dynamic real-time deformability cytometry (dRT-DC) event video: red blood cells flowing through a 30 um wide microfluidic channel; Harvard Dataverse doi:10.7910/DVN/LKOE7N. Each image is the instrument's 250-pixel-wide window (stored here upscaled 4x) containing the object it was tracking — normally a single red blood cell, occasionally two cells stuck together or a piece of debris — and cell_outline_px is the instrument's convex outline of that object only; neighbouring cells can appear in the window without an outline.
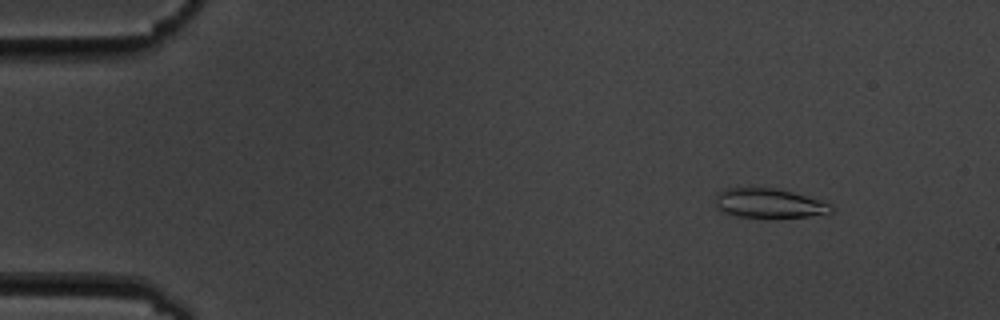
{"species": "common noctule bat (a hibernating species)", "species_latin": "Nyctalus noctula", "temperature_condition": "cold", "stored_images_in_passage": 15, "camera_frame_rate_fps": 3000, "um_per_image_px": 0.085, "animal": {"sex": "male", "body_mass_g": 19.5, "forearm_length_mm": 54.6}, "frame": {"image": 1, "passage_image": 2, "time_ms": 1.333, "image_size_px": [1000, 320], "cell_outline_px": [[832, 212], [808, 216], [736, 216], [724, 212], [716, 208], [716, 192], [724, 188], [776, 188], [792, 192], [820, 200], [828, 204], [832, 208]], "centroid_in_image_um": [65.3, 17.25], "position_along_channel_um": 19.7, "area_um2": 19.31}}
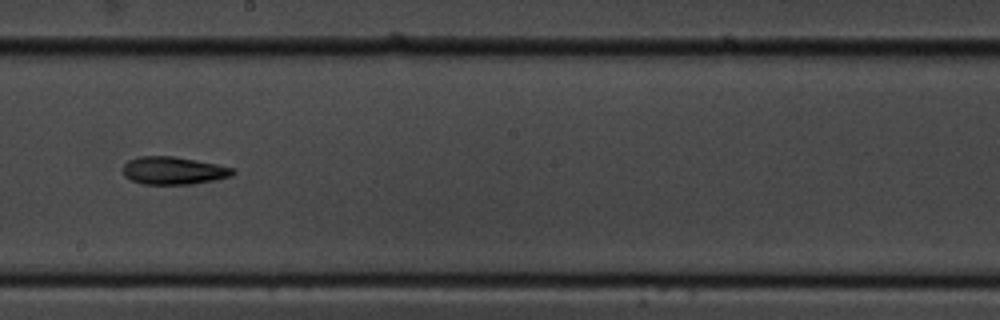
{"frame": {"image": 2, "passage_image": 9, "time_ms": 10.0, "image_size_px": [1000, 320], "cell_outline_px": [[236, 172], [232, 176], [216, 180], [192, 184], [144, 184], [132, 180], [124, 176], [124, 164], [128, 160], [136, 156], [172, 156], [196, 160], [236, 168]], "centroid_in_image_um": [14.78, 14.5], "position_along_channel_um": 233.4, "area_um2": 17.86}}
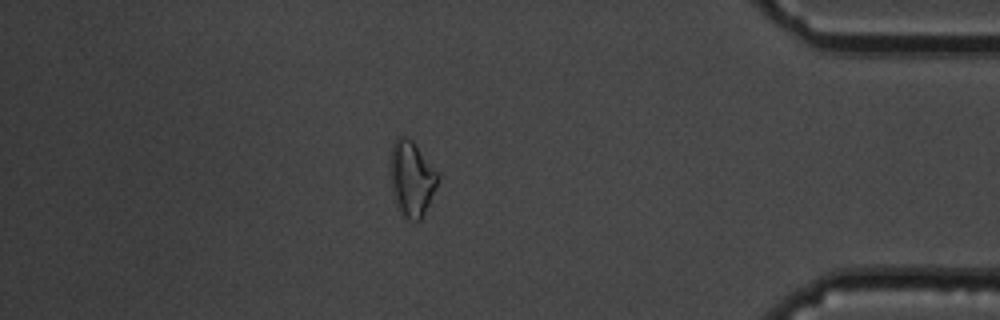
{"frame": {"image": 3, "passage_image": 14, "time_ms": 15.667, "image_size_px": [1000, 320], "cell_outline_px": [[440, 176], [428, 204], [420, 220], [416, 220], [404, 216], [400, 212], [396, 204], [392, 192], [388, 172], [392, 144], [400, 136], [404, 136], [412, 140]], "centroid_in_image_um": [34.94, 15.15], "position_along_channel_um": 400.3, "area_um2": 20.63}, "authors_computed_cell_mechanics": {"area_um2": 18.1492, "velocity_mm_per_s": 3.5482, "shape_relaxation_time_tau1_ms": 10.8928, "shape_relaxation_time_tau2_ms": null, "deformation_change_tau1": 0.2214, "deformation_change_tau2": null}}